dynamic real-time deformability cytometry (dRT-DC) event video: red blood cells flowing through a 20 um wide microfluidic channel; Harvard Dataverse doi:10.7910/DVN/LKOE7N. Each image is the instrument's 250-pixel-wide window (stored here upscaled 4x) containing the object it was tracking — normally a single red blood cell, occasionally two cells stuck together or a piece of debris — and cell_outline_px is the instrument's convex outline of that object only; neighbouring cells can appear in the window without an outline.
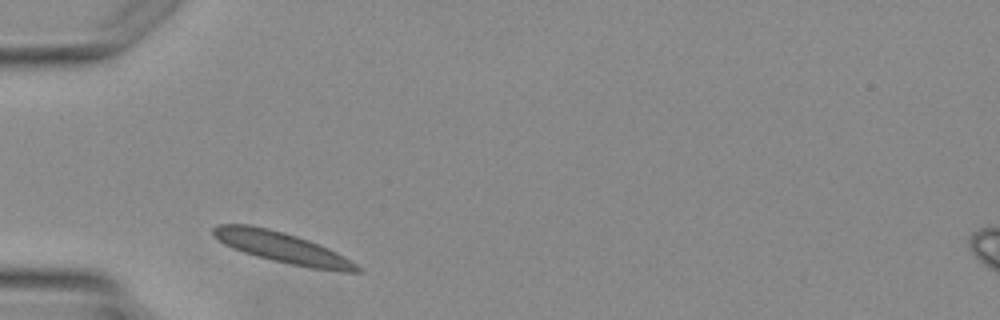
{"species": "Egyptian fruit bat (a non-hibernating species)", "species_latin": "Rousettus aegyptiacus", "temperature_condition": "warm", "stored_images_in_passage": 2, "camera_frame_rate_fps": 3000, "um_per_image_px": 0.085, "animal": {"sex": "female"}, "frame": {"image": 1, "passage_image": 1, "time_ms": 0.0, "image_size_px": [1000, 320], "cell_outline_px": [[364, 272], [344, 272], [312, 268], [272, 260], [256, 256], [232, 248], [224, 244], [212, 232], [212, 228], [220, 224], [248, 224], [268, 228], [284, 232], [308, 240], [328, 248], [344, 256], [356, 264]], "centroid_in_image_um": [24.0, 21.04], "position_along_channel_um": 61.0, "area_um2": 25.43}}
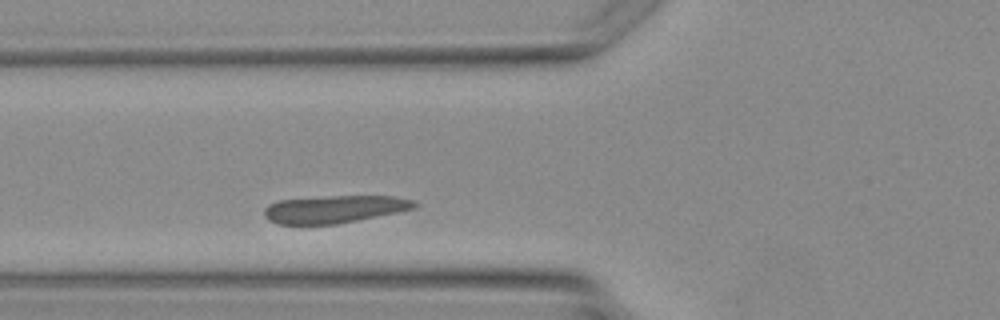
{"frame": {"image": 2, "passage_image": 2, "time_ms": 1.0, "image_size_px": [1000, 320], "cell_outline_px": [[420, 204], [416, 208], [336, 224], [300, 228], [276, 224], [268, 220], [264, 216], [264, 208], [268, 204], [276, 200], [332, 196], [392, 196], [412, 200]], "centroid_in_image_um": [28.29, 17.82], "position_along_channel_um": 97.5, "area_um2": 24.91}}